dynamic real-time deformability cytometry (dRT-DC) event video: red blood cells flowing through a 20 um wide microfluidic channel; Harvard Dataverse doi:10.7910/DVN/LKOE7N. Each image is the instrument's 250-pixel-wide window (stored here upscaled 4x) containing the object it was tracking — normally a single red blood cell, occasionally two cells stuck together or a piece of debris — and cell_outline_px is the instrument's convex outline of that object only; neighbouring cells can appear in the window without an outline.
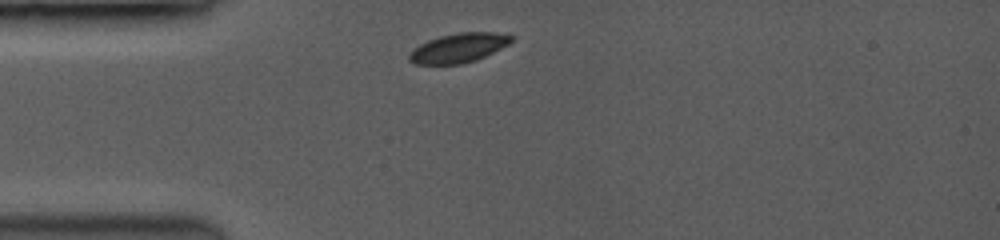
{"species": "common noctule bat (a hibernating species)", "species_latin": "Nyctalus noctula", "temperature_condition": "room temperature", "stored_images_in_passage": 12, "camera_frame_rate_fps": 3500, "um_per_image_px": 0.085, "animal": {"sex": "female", "body_mass_g": 19.0, "forearm_length_mm": 53.3}, "frame": {"image": 1, "passage_image": 1, "time_ms": 0.0, "image_size_px": [1000, 240], "cell_outline_px": [[516, 36], [508, 44], [476, 60], [460, 64], [416, 64], [408, 60], [408, 56], [420, 44], [428, 40], [440, 36], [456, 32], [496, 32]], "centroid_in_image_um": [39.0, 4.06], "position_along_channel_um": 46.0, "area_um2": 17.28}}
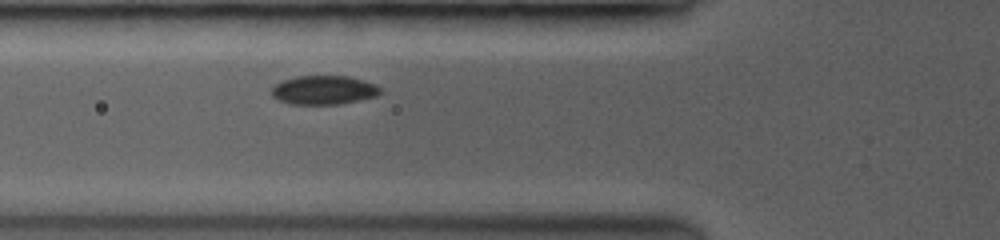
{"frame": {"image": 2, "passage_image": 8, "time_ms": 1.714, "image_size_px": [1000, 240], "cell_outline_px": [[380, 92], [376, 96], [336, 104], [292, 104], [280, 100], [272, 96], [272, 88], [276, 84], [284, 80], [296, 76], [348, 76], [376, 84], [380, 88]], "centroid_in_image_um": [27.51, 7.64], "position_along_channel_um": 98.3, "area_um2": 17.98}}